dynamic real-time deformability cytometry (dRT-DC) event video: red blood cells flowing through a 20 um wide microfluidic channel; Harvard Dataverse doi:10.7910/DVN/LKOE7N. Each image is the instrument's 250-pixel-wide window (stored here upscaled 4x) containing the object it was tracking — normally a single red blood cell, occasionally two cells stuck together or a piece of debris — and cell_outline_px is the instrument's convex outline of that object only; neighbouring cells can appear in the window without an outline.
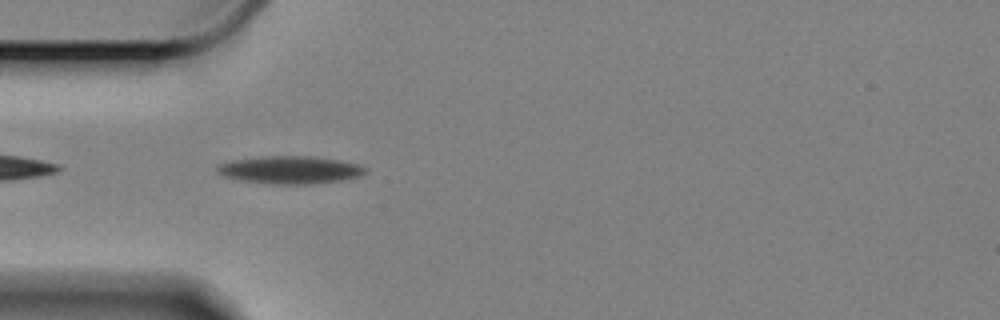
{"species": "Egyptian fruit bat (a non-hibernating species)", "species_latin": "Rousettus aegyptiacus", "temperature_condition": "cold", "stored_images_in_passage": 32, "camera_frame_rate_fps": 3000, "um_per_image_px": 0.085, "animal": {"sex": "female"}, "frame": {"image": 1, "passage_image": 2, "time_ms": 0.333, "image_size_px": [1000, 320], "cell_outline_px": [[368, 168], [360, 176], [340, 180], [308, 184], [276, 184], [244, 180], [224, 176], [216, 168], [220, 164], [232, 160], [264, 156], [308, 156], [336, 160], [356, 164]], "centroid_in_image_um": [24.66, 14.43], "position_along_channel_um": 60.3, "area_um2": 23.29}}
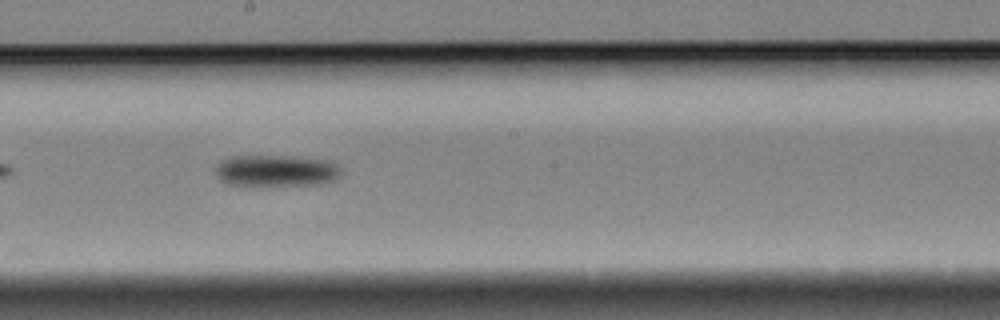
{"frame": {"image": 2, "passage_image": 17, "time_ms": 5.333, "image_size_px": [1000, 320], "cell_outline_px": [[340, 176], [336, 180], [320, 184], [228, 184], [220, 180], [216, 176], [216, 164], [220, 160], [228, 156], [292, 156], [328, 160], [340, 172]], "centroid_in_image_um": [23.41, 14.48], "position_along_channel_um": 224.8, "area_um2": 22.72}}
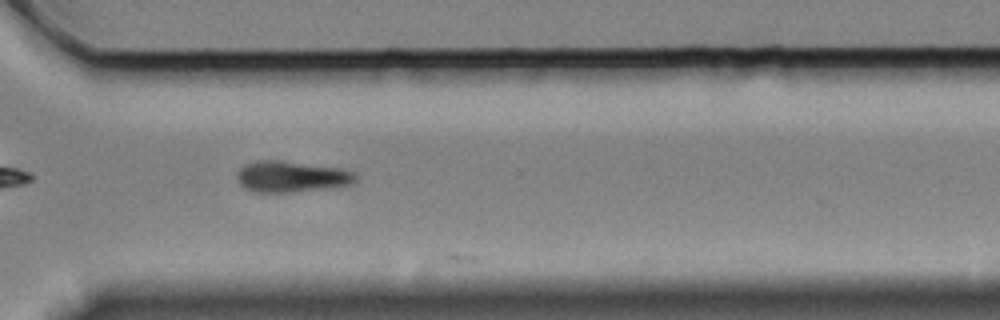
{"frame": {"image": 3, "passage_image": 28, "time_ms": 9.0, "image_size_px": [1000, 320], "cell_outline_px": [[356, 184], [328, 188], [292, 192], [252, 192], [244, 188], [236, 180], [236, 172], [244, 164], [256, 160], [280, 160], [344, 168], [356, 172]], "centroid_in_image_um": [24.78, 15.01], "position_along_channel_um": 345.8, "area_um2": 22.08}}